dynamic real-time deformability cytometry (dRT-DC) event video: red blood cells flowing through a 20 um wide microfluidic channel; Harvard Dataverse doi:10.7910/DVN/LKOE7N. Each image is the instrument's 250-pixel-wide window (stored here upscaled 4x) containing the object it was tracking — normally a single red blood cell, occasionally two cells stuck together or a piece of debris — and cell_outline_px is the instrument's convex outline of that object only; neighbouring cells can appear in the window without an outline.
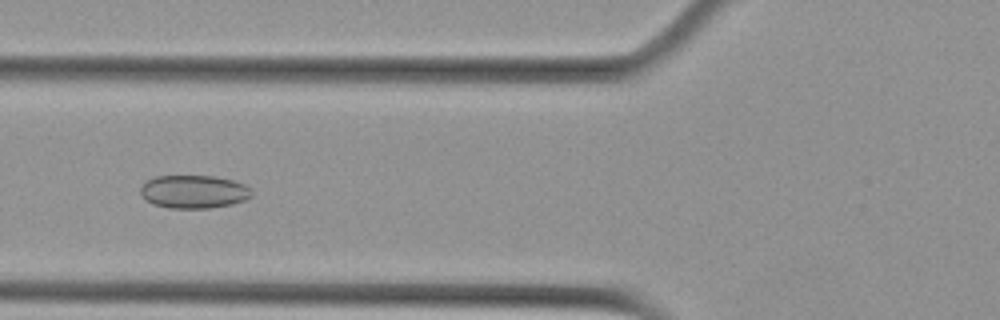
{"species": "Egyptian fruit bat (a non-hibernating species)", "species_latin": "Rousettus aegyptiacus", "temperature_condition": "cold", "stored_images_in_passage": 7, "camera_frame_rate_fps": 3000, "um_per_image_px": 0.085, "animal": {"sex": "female"}, "frame": {"image": 1, "passage_image": 5, "time_ms": 1.333, "image_size_px": [1000, 320], "cell_outline_px": [[252, 196], [244, 200], [232, 204], [212, 208], [168, 208], [152, 204], [140, 192], [140, 188], [148, 180], [156, 176], [212, 176], [232, 180], [244, 184], [252, 192]], "centroid_in_image_um": [16.48, 16.3], "position_along_channel_um": 109.3, "area_um2": 21.33}}
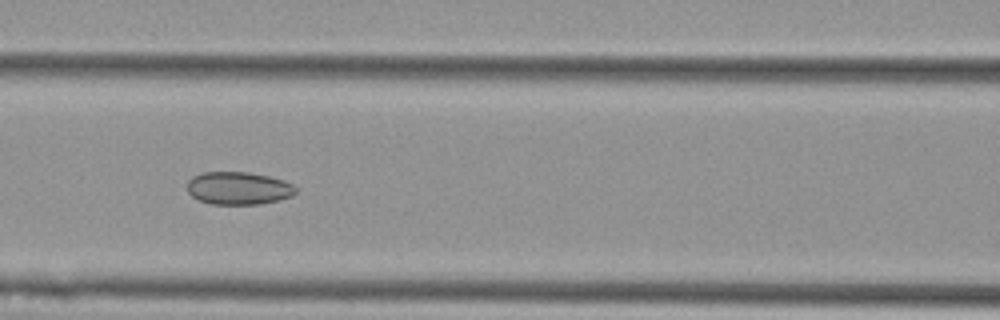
{"frame": {"image": 2, "passage_image": 6, "time_ms": 1.667, "image_size_px": [1000, 320], "cell_outline_px": [[296, 192], [292, 196], [280, 200], [260, 204], [212, 204], [200, 200], [192, 196], [188, 192], [188, 180], [192, 176], [204, 172], [248, 172], [268, 176], [284, 180], [292, 184], [296, 188]], "centroid_in_image_um": [20.28, 15.99], "position_along_channel_um": 146.3, "area_um2": 20.75}}
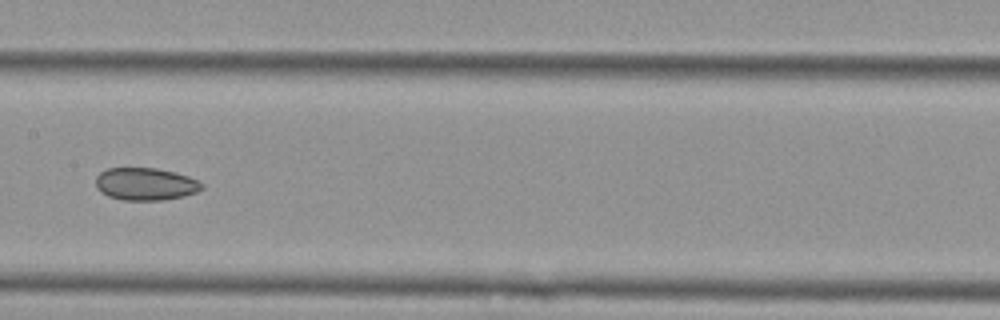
{"frame": {"image": 3, "passage_image": 7, "time_ms": 2.0, "image_size_px": [1000, 320], "cell_outline_px": [[204, 188], [196, 192], [184, 196], [164, 200], [120, 200], [108, 196], [100, 192], [96, 188], [96, 176], [100, 172], [108, 168], [156, 168], [176, 172], [200, 180], [204, 184]], "centroid_in_image_um": [12.38, 15.64], "position_along_channel_um": 195.0, "area_um2": 20.4}}